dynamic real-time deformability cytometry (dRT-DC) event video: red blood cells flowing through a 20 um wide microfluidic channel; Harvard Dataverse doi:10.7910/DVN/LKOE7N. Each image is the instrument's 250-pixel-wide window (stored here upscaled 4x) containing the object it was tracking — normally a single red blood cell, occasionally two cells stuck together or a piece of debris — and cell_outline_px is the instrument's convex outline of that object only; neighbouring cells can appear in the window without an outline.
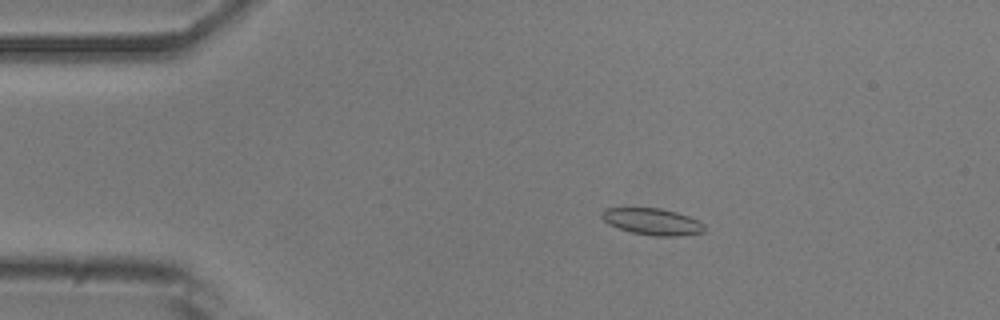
{"species": "common noctule bat (a hibernating species)", "species_latin": "Nyctalus noctula", "temperature_condition": "room temperature", "stored_images_in_passage": 49, "camera_frame_rate_fps": 3000, "um_per_image_px": 0.085, "animal": {"sex": "male", "body_mass_g": 20.5, "forearm_length_mm": 52.5}, "frame": {"image": 1, "passage_image": 6, "time_ms": 1.667, "image_size_px": [1000, 320], "cell_outline_px": [[704, 232], [680, 236], [652, 236], [632, 232], [608, 224], [600, 216], [600, 212], [604, 208], [660, 208], [676, 212], [700, 220], [704, 224]], "centroid_in_image_um": [55.45, 18.83], "position_along_channel_um": 29.5, "area_um2": 16.01}}
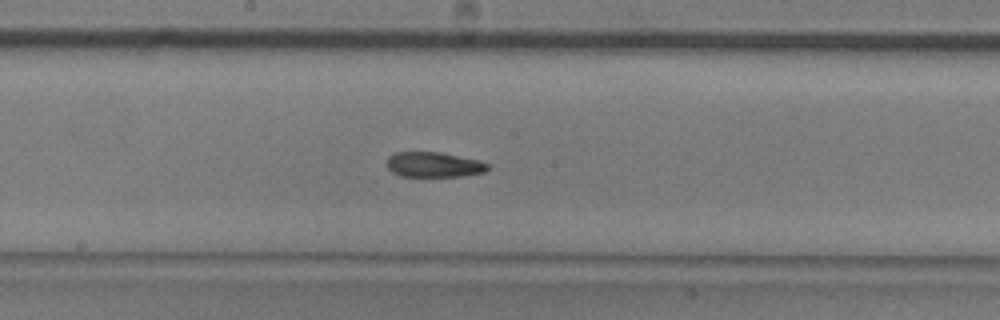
{"frame": {"image": 2, "passage_image": 24, "time_ms": 7.667, "image_size_px": [1000, 320], "cell_outline_px": [[492, 168], [484, 172], [460, 176], [400, 176], [392, 172], [388, 168], [388, 156], [396, 152], [440, 152], [480, 160], [488, 164]], "centroid_in_image_um": [36.9, 13.99], "position_along_channel_um": 211.3, "area_um2": 14.8}}
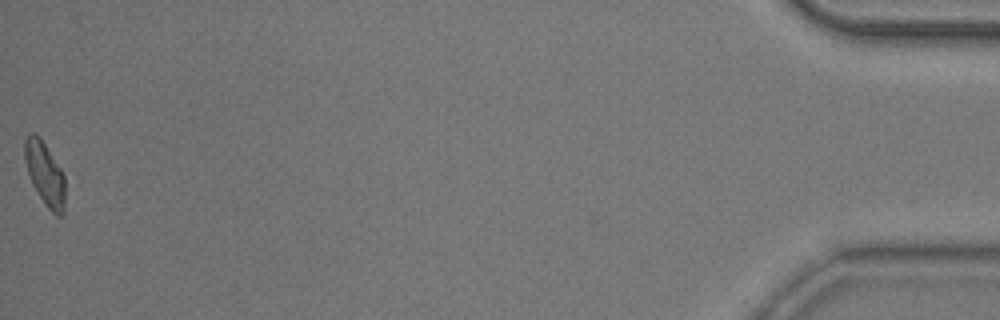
{"frame": {"image": 3, "passage_image": 49, "time_ms": 16.0, "image_size_px": [1000, 320], "cell_outline_px": [[64, 212], [60, 216], [56, 216], [44, 204], [32, 184], [24, 160], [24, 140], [28, 132], [32, 132], [40, 136], [60, 168], [64, 176]], "centroid_in_image_um": [3.79, 14.74], "position_along_channel_um": 431.4, "area_um2": 14.97}, "authors_computed_cell_mechanics": {"area_um2": 15.6638, "velocity_mm_per_s": 3.8476, "shape_relaxation_time_tau1_ms": 6.2843, "shape_relaxation_time_tau2_ms": 1.7186, "deformation_change_tau1": 0.1467, "deformation_change_tau2": 0.0821}}